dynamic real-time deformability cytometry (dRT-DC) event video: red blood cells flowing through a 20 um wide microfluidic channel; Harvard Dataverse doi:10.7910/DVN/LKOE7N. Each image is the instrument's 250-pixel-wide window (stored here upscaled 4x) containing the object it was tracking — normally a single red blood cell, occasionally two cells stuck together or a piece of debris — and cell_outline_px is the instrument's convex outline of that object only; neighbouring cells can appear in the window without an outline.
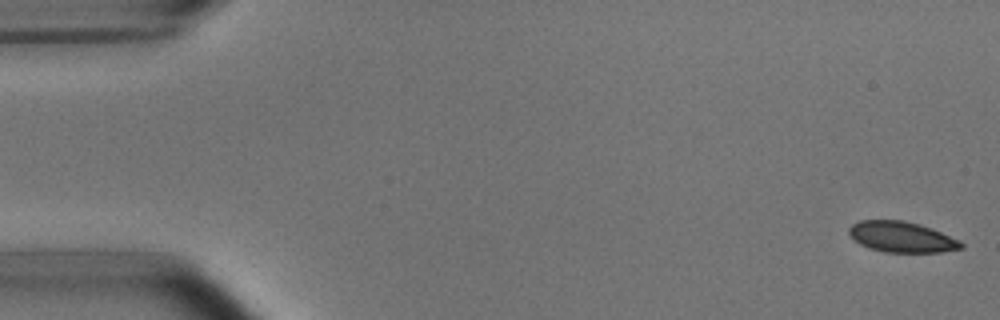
{"species": "common noctule bat (a hibernating species)", "species_latin": "Nyctalus noctula", "temperature_condition": "room temperature", "stored_images_in_passage": 51, "camera_frame_rate_fps": 3000, "um_per_image_px": 0.085, "animal": {"sex": "male", "body_mass_g": 15.6}, "frame": {"image": 1, "passage_image": 1, "time_ms": 0.0, "image_size_px": [1000, 320], "cell_outline_px": [[964, 248], [940, 252], [884, 252], [868, 248], [860, 244], [848, 232], [848, 228], [852, 224], [860, 220], [904, 220], [920, 224], [932, 228], [960, 240], [964, 244]], "centroid_in_image_um": [76.66, 20.14], "position_along_channel_um": 8.3, "area_um2": 20.17}}
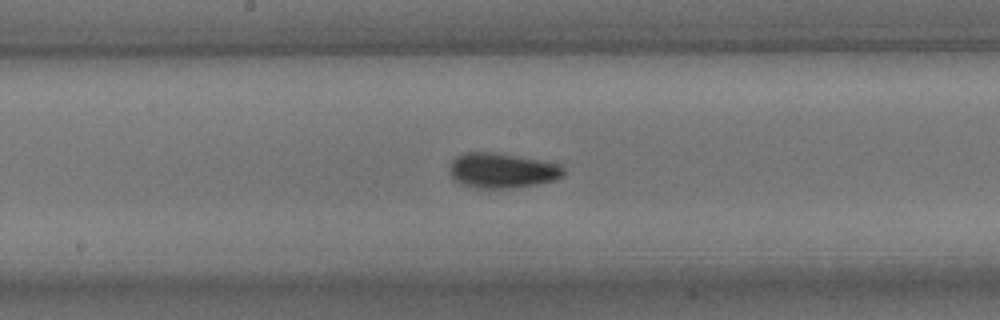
{"frame": {"image": 2, "passage_image": 27, "time_ms": 8.667, "image_size_px": [1000, 320], "cell_outline_px": [[564, 176], [556, 180], [536, 184], [512, 188], [472, 188], [460, 184], [448, 172], [448, 168], [452, 160], [456, 156], [464, 152], [492, 152], [516, 156], [560, 164], [564, 168]], "centroid_in_image_um": [42.64, 14.5], "position_along_channel_um": 205.6, "area_um2": 23.41}}
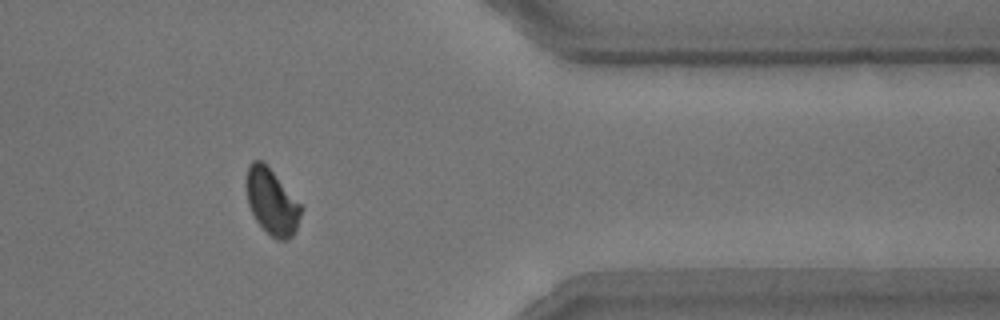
{"frame": {"image": 3, "passage_image": 43, "time_ms": 14.0, "image_size_px": [1000, 320], "cell_outline_px": [[304, 208], [296, 228], [292, 236], [284, 240], [276, 240], [256, 220], [248, 204], [244, 184], [248, 164], [252, 160], [260, 160], [272, 172]], "centroid_in_image_um": [23.07, 17.14], "position_along_channel_um": 388.3, "area_um2": 20.75}, "authors_computed_cell_mechanics": {"area_um2": 21.5594, "velocity_mm_per_s": 3.7872, "shape_relaxation_time_tau1_ms": 2.8063, "shape_relaxation_time_tau2_ms": 1.7986, "deformation_change_tau1": 0.0915, "deformation_change_tau2": 0.0496}}